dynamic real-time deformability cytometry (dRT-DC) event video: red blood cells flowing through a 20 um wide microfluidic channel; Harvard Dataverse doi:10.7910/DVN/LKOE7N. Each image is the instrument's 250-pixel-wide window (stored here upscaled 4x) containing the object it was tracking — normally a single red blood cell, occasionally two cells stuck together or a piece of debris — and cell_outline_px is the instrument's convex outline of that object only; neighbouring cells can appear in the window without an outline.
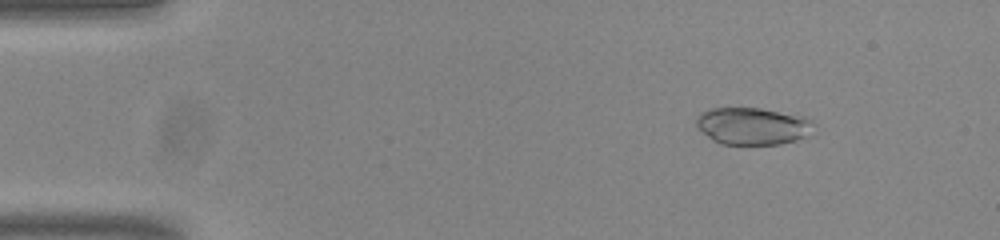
{"species": "common noctule bat (a hibernating species)", "species_latin": "Nyctalus noctula", "temperature_condition": "room temperature", "stored_images_in_passage": 53, "camera_frame_rate_fps": 3000, "um_per_image_px": 0.085, "animal": {"sex": "male", "body_mass_g": 20.0, "forearm_length_mm": 53.3}, "frame": {"image": 1, "passage_image": 7, "time_ms": 2.0, "image_size_px": [1000, 240], "cell_outline_px": [[812, 120], [804, 136], [796, 140], [780, 144], [720, 144], [712, 140], [696, 124], [696, 120], [704, 112], [712, 108], [760, 108], [804, 116]], "centroid_in_image_um": [63.94, 10.71], "position_along_channel_um": 21.1, "area_um2": 24.74}}
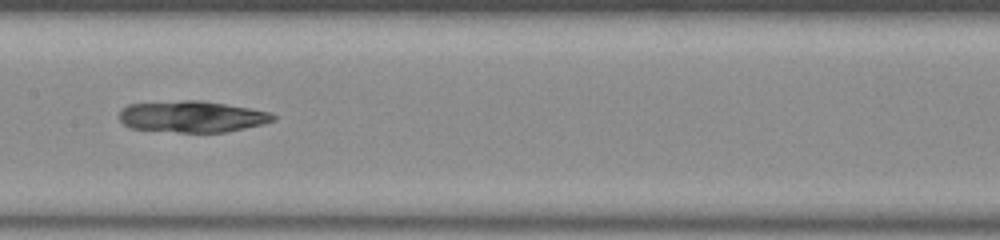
{"frame": {"image": 2, "passage_image": 27, "time_ms": 8.667, "image_size_px": [1000, 240], "cell_outline_px": [[276, 120], [264, 124], [224, 132], [180, 132], [128, 128], [120, 120], [120, 112], [128, 104], [184, 100], [200, 100], [272, 112], [276, 116]], "centroid_in_image_um": [16.34, 9.91], "position_along_channel_um": 191.1, "area_um2": 28.03}}
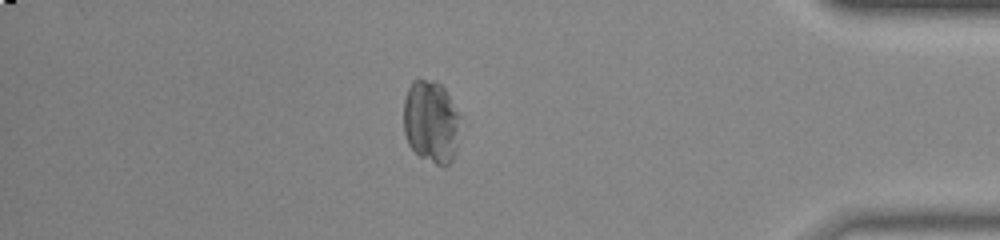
{"frame": {"image": 3, "passage_image": 46, "time_ms": 15.0, "image_size_px": [1000, 240], "cell_outline_px": [[464, 116], [456, 148], [452, 160], [444, 168], [420, 156], [408, 144], [404, 132], [404, 100], [408, 88], [412, 80], [436, 80], [444, 88]], "centroid_in_image_um": [36.7, 10.34], "position_along_channel_um": 398.5, "area_um2": 28.03}}